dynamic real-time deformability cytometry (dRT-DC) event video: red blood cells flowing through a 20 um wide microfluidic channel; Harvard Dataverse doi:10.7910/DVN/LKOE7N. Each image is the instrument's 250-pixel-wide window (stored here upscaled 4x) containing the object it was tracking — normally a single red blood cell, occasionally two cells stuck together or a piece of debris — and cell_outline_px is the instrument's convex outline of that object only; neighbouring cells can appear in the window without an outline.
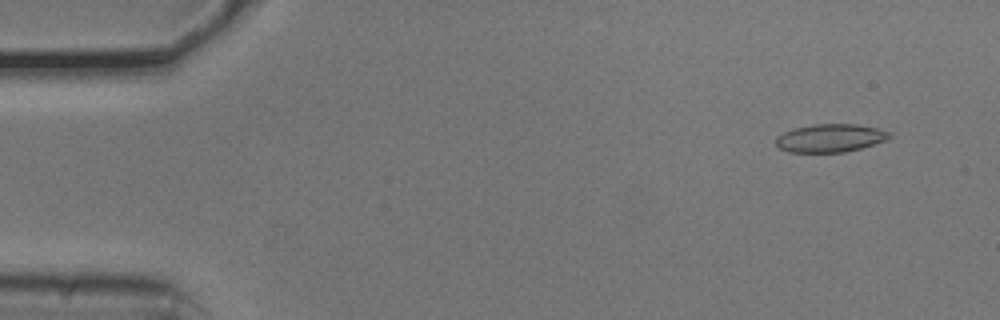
{"species": "common noctule bat (a hibernating species)", "species_latin": "Nyctalus noctula", "temperature_condition": "cold", "stored_images_in_passage": 53, "camera_frame_rate_fps": 3000, "um_per_image_px": 0.085, "animal": {"sex": "male", "body_mass_g": 20.5, "forearm_length_mm": 52.5}, "frame": {"image": 1, "passage_image": 4, "time_ms": 1.0, "image_size_px": [1000, 320], "cell_outline_px": [[892, 136], [884, 140], [860, 148], [844, 152], [788, 152], [780, 148], [776, 144], [776, 136], [784, 132], [796, 128], [812, 124], [856, 124], [876, 128], [892, 132]], "centroid_in_image_um": [70.56, 11.73], "position_along_channel_um": 14.4, "area_um2": 18.44}}
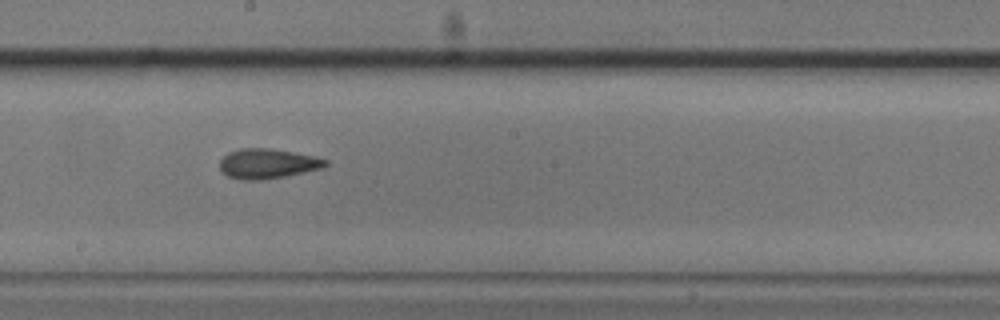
{"frame": {"image": 2, "passage_image": 29, "time_ms": 9.333, "image_size_px": [1000, 320], "cell_outline_px": [[328, 164], [324, 168], [284, 176], [260, 180], [240, 180], [228, 176], [220, 168], [220, 160], [228, 152], [240, 148], [268, 148], [316, 156], [328, 160]], "centroid_in_image_um": [22.76, 13.9], "position_along_channel_um": 225.4, "area_um2": 18.38}}
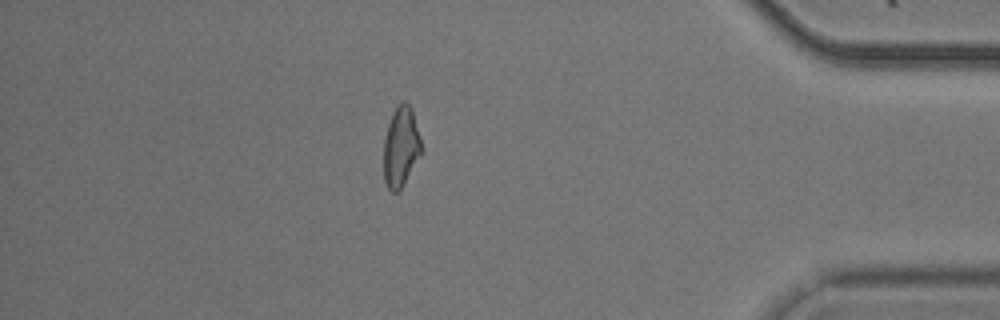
{"frame": {"image": 3, "passage_image": 46, "time_ms": 15.0, "image_size_px": [1000, 320], "cell_outline_px": [[420, 152], [400, 188], [396, 192], [392, 192], [388, 188], [384, 180], [384, 140], [388, 124], [392, 112], [404, 100], [412, 108], [420, 136]], "centroid_in_image_um": [34.04, 12.42], "position_along_channel_um": 401.2, "area_um2": 16.94}, "authors_computed_cell_mechanics": {"area_um2": 18.3804, "velocity_mm_per_s": 3.7937, "shape_relaxation_time_tau1_ms": null, "shape_relaxation_time_tau2_ms": 2.7269, "deformation_change_tau1": null, "deformation_change_tau2": 0.1071}}